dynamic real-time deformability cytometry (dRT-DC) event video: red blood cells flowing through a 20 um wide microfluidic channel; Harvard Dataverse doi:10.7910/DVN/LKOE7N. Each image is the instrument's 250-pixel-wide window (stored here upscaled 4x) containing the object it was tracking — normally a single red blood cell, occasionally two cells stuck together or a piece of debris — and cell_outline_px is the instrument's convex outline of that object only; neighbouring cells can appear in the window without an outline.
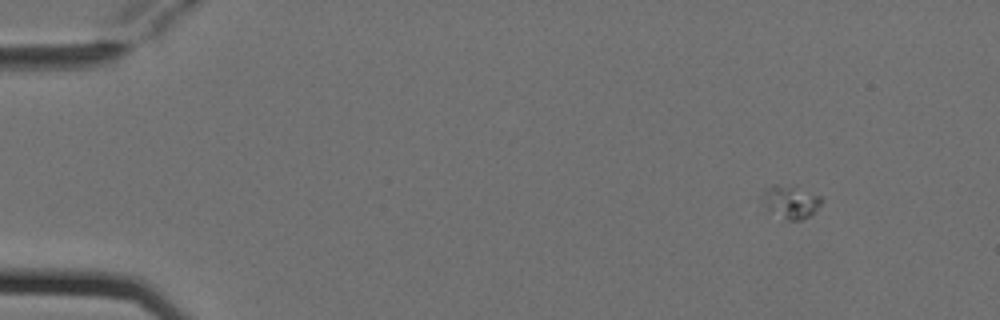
{"species": "Egyptian fruit bat (a non-hibernating species)", "species_latin": "Rousettus aegyptiacus", "temperature_condition": "cold", "stored_images_in_passage": 7, "camera_frame_rate_fps": 3000, "um_per_image_px": 0.085, "animal": {"sex": "female"}, "frame": {"image": 1, "passage_image": 1, "time_ms": 0.0, "image_size_px": [1000, 320], "cell_outline_px": [[824, 200], [812, 216], [800, 220], [784, 220], [768, 212], [764, 196], [764, 188], [772, 184], [776, 184], [792, 188], [820, 196]], "centroid_in_image_um": [67.22, 17.22], "position_along_channel_um": 17.8, "area_um2": 11.1}}
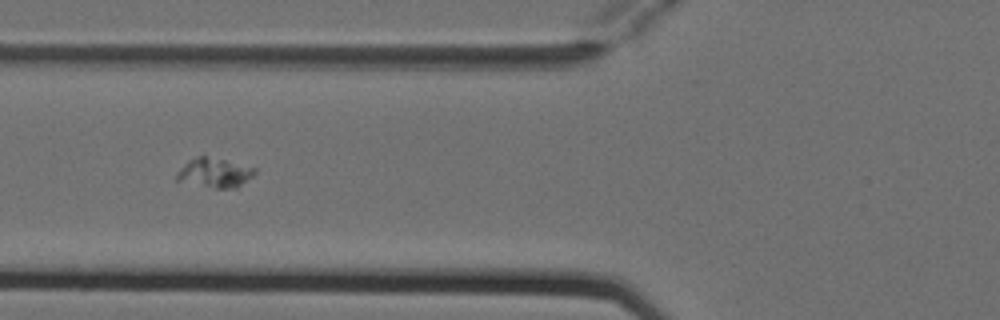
{"frame": {"image": 2, "passage_image": 5, "time_ms": 1.333, "image_size_px": [1000, 320], "cell_outline_px": [[256, 172], [252, 176], [236, 188], [216, 188], [176, 180], [176, 172], [188, 160], [196, 156], [204, 156], [224, 160], [256, 168]], "centroid_in_image_um": [18.22, 14.68], "position_along_channel_um": 107.6, "area_um2": 13.12}}
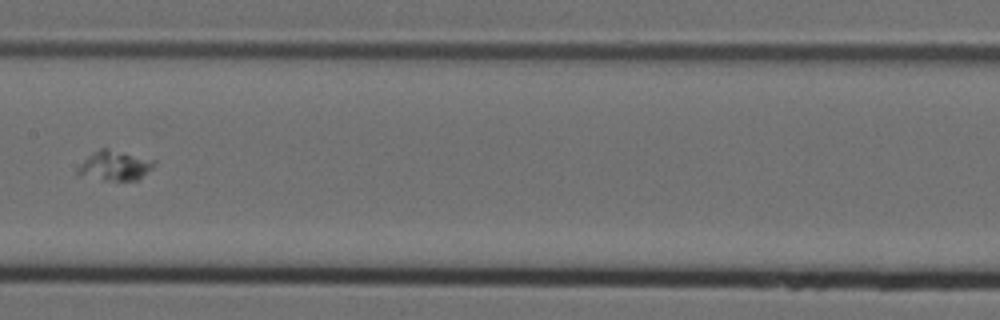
{"frame": {"image": 3, "passage_image": 7, "time_ms": 2.0, "image_size_px": [1000, 320], "cell_outline_px": [[156, 164], [152, 168], [136, 180], [104, 180], [76, 176], [76, 172], [80, 164], [92, 152], [100, 148], [108, 148], [156, 160]], "centroid_in_image_um": [9.72, 14.07], "position_along_channel_um": 197.7, "area_um2": 13.35}}